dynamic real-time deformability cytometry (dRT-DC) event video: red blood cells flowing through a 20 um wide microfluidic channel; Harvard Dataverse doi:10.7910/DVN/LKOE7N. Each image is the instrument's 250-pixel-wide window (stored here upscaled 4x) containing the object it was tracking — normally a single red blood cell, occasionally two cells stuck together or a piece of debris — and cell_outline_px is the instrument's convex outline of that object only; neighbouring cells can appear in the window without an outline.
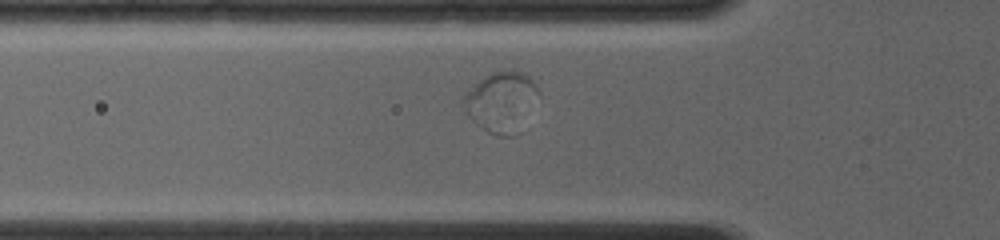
{"species": "common noctule bat (a hibernating species)", "species_latin": "Nyctalus noctula", "temperature_condition": "room temperature", "stored_images_in_passage": 33, "camera_frame_rate_fps": 4000, "um_per_image_px": 0.085, "animal": {"sex": "female", "body_mass_g": 19.0, "forearm_length_mm": 56.7}, "frame": {"image": 1, "passage_image": 10, "time_ms": 3.5, "image_size_px": [1000, 240], "cell_outline_px": [[540, 92], [516, 136], [496, 136], [488, 132], [476, 124], [468, 116], [460, 100], [464, 92], [480, 80], [496, 72], [524, 72], [532, 80]], "centroid_in_image_um": [42.57, 8.69], "position_along_channel_um": 83.2, "area_um2": 26.01}}
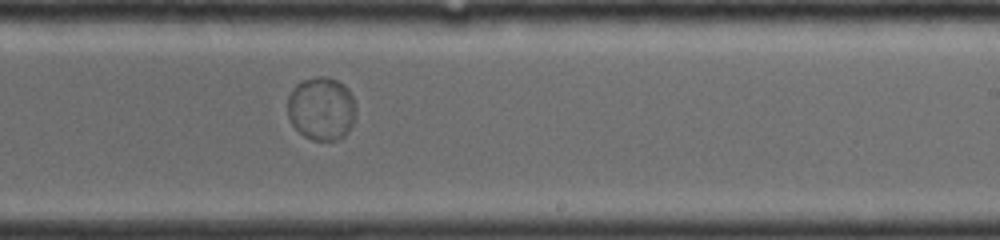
{"frame": {"image": 2, "passage_image": 20, "time_ms": 8.0, "image_size_px": [1000, 240], "cell_outline_px": [[356, 112], [352, 124], [348, 132], [340, 140], [312, 140], [304, 136], [292, 124], [288, 116], [288, 96], [292, 88], [300, 80], [316, 76], [324, 76], [336, 80], [344, 84], [348, 88], [352, 96], [356, 108]], "centroid_in_image_um": [27.32, 9.22], "position_along_channel_um": 261.7, "area_um2": 25.49}}
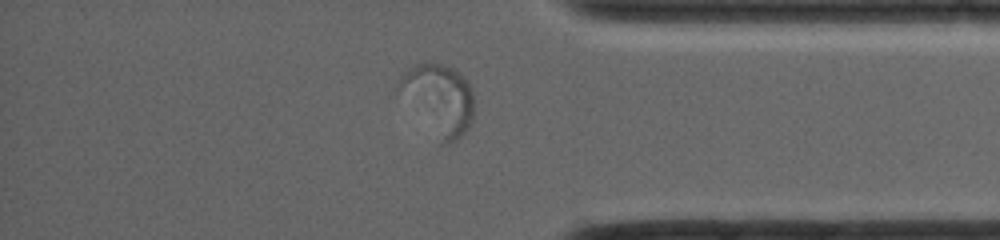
{"frame": {"image": 3, "passage_image": 29, "time_ms": 11.5, "image_size_px": [1000, 240], "cell_outline_px": [[472, 116], [468, 128], [456, 140], [448, 144], [440, 144], [396, 84], [400, 76], [408, 68], [416, 64], [440, 64], [452, 68], [464, 76], [472, 88]], "centroid_in_image_um": [37.32, 8.43], "position_along_channel_um": 397.9, "area_um2": 29.82}}